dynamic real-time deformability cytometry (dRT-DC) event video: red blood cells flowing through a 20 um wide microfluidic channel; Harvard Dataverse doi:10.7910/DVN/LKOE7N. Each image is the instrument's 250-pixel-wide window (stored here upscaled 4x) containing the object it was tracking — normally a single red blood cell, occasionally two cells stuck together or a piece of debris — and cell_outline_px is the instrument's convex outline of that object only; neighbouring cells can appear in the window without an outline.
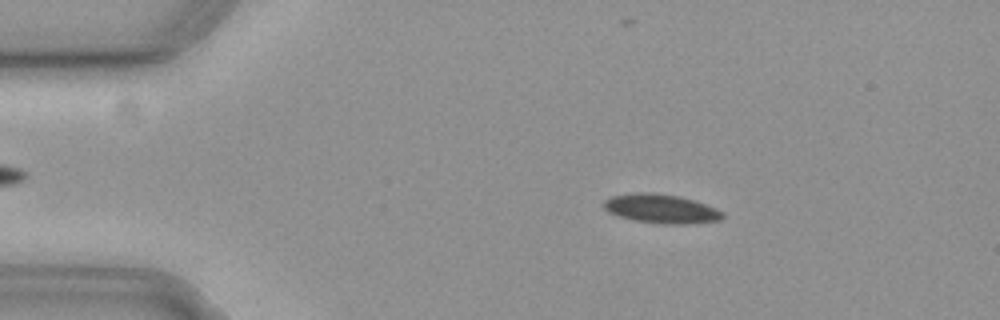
{"species": "common noctule bat (a hibernating species)", "species_latin": "Nyctalus noctula", "temperature_condition": "cold", "stored_images_in_passage": 57, "camera_frame_rate_fps": 3000, "um_per_image_px": 0.085, "animal": {"sex": "female", "body_mass_g": 19.3, "forearm_length_mm": 54.1}, "frame": {"image": 1, "passage_image": 10, "time_ms": 3.0, "image_size_px": [1000, 320], "cell_outline_px": [[724, 216], [720, 220], [684, 224], [664, 224], [636, 220], [620, 216], [608, 212], [604, 208], [604, 200], [612, 196], [636, 192], [652, 192], [680, 196], [696, 200], [716, 208], [724, 212]], "centroid_in_image_um": [56.22, 17.73], "position_along_channel_um": 28.8, "area_um2": 20.11}}
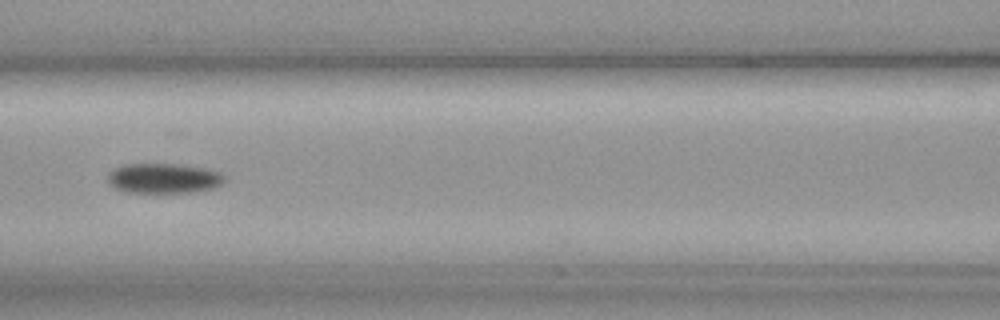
{"frame": {"image": 2, "passage_image": 25, "time_ms": 8.0, "image_size_px": [1000, 320], "cell_outline_px": [[224, 180], [216, 188], [196, 192], [124, 192], [116, 188], [108, 180], [108, 172], [124, 164], [180, 164], [204, 168], [220, 172], [224, 176]], "centroid_in_image_um": [13.94, 15.15], "position_along_channel_um": 152.7, "area_um2": 20.35}}
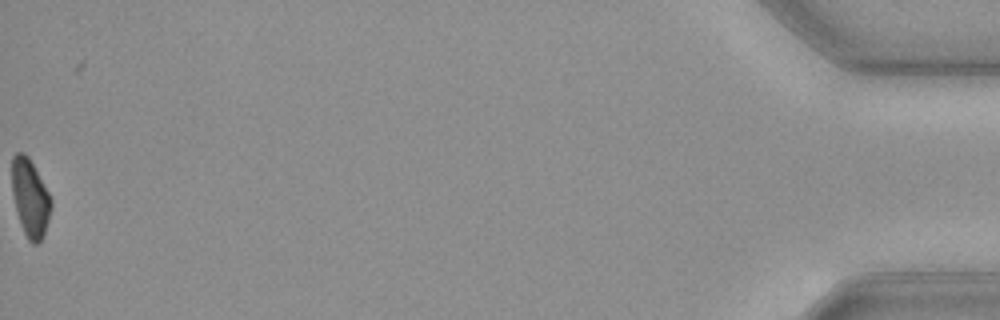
{"frame": {"image": 3, "passage_image": 57, "time_ms": 18.667, "image_size_px": [1000, 320], "cell_outline_px": [[52, 204], [44, 236], [36, 244], [32, 244], [28, 240], [20, 224], [16, 212], [12, 192], [12, 156], [16, 152], [24, 152], [28, 156], [48, 192], [52, 200]], "centroid_in_image_um": [2.55, 16.83], "position_along_channel_um": 432.7, "area_um2": 17.69}, "authors_computed_cell_mechanics": {"area_um2": 19.5942, "velocity_mm_per_s": 3.6638, "shape_relaxation_time_tau1_ms": 9.4579, "shape_relaxation_time_tau2_ms": null, "deformation_change_tau1": 0.1729, "deformation_change_tau2": null}}